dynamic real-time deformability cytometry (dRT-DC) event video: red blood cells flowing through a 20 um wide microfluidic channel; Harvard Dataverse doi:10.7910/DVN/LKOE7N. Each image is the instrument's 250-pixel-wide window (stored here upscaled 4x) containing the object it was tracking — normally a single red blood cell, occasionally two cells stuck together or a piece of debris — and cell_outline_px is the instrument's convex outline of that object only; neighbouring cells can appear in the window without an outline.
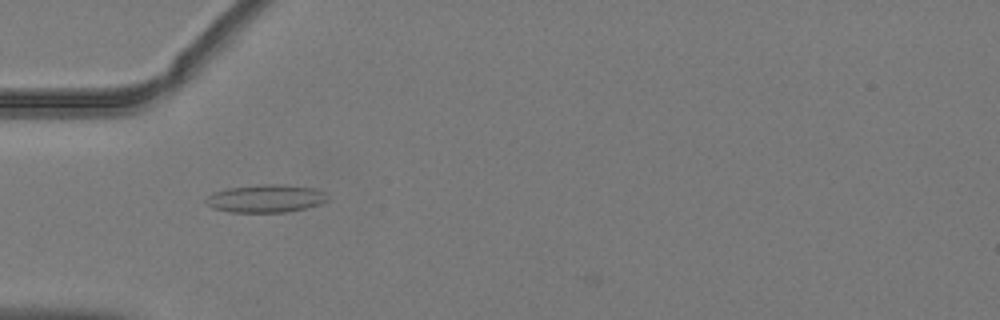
{"species": "common noctule bat (a hibernating species)", "species_latin": "Nyctalus noctula", "temperature_condition": "warm", "stored_images_in_passage": 52, "camera_frame_rate_fps": 3000, "um_per_image_px": 0.085, "animal": {"sex": "male", "body_mass_g": 19.2, "forearm_length_mm": 51.8}, "frame": {"image": 1, "passage_image": 17, "time_ms": 5.333, "image_size_px": [1000, 320], "cell_outline_px": [[328, 200], [320, 204], [304, 208], [284, 212], [228, 212], [212, 208], [204, 200], [212, 192], [228, 188], [256, 184], [284, 184], [316, 188], [324, 192], [328, 196]], "centroid_in_image_um": [22.58, 16.86], "position_along_channel_um": 62.4, "area_um2": 19.94}}
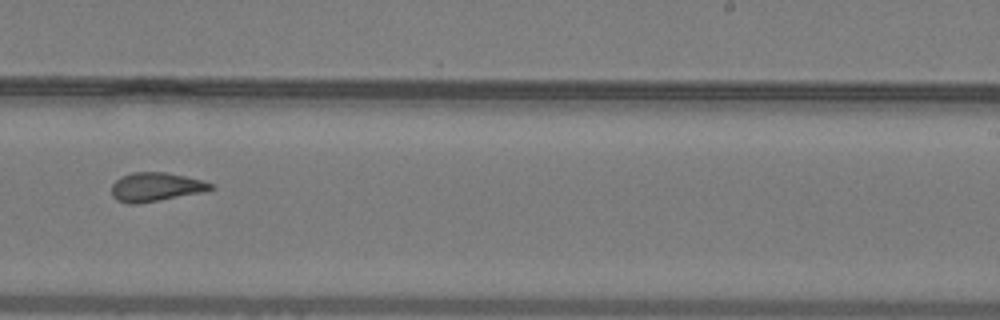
{"frame": {"image": 2, "passage_image": 33, "time_ms": 10.667, "image_size_px": [1000, 320], "cell_outline_px": [[216, 188], [204, 192], [160, 200], [136, 204], [128, 204], [116, 200], [112, 196], [112, 184], [116, 180], [132, 172], [164, 172], [204, 180], [212, 184]], "centroid_in_image_um": [13.26, 15.9], "position_along_channel_um": 275.7, "area_um2": 16.7}}
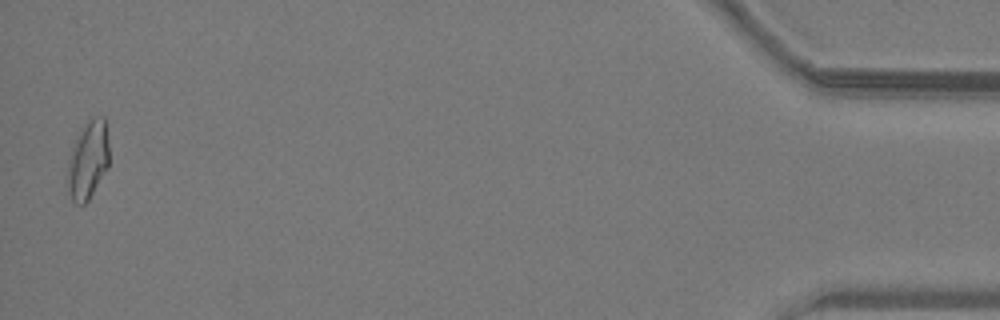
{"frame": {"image": 3, "passage_image": 51, "time_ms": 16.667, "image_size_px": [1000, 320], "cell_outline_px": [[108, 168], [88, 200], [84, 204], [76, 204], [72, 200], [68, 188], [68, 164], [72, 148], [76, 136], [84, 124], [92, 116], [104, 116], [108, 144]], "centroid_in_image_um": [7.48, 13.58], "position_along_channel_um": 427.7, "area_um2": 18.79}, "authors_computed_cell_mechanics": {"area_um2": 17.4267, "velocity_mm_per_s": 4.0474, "shape_relaxation_time_tau1_ms": null, "shape_relaxation_time_tau2_ms": 3.0244, "deformation_change_tau1": null, "deformation_change_tau2": 0.0856}}